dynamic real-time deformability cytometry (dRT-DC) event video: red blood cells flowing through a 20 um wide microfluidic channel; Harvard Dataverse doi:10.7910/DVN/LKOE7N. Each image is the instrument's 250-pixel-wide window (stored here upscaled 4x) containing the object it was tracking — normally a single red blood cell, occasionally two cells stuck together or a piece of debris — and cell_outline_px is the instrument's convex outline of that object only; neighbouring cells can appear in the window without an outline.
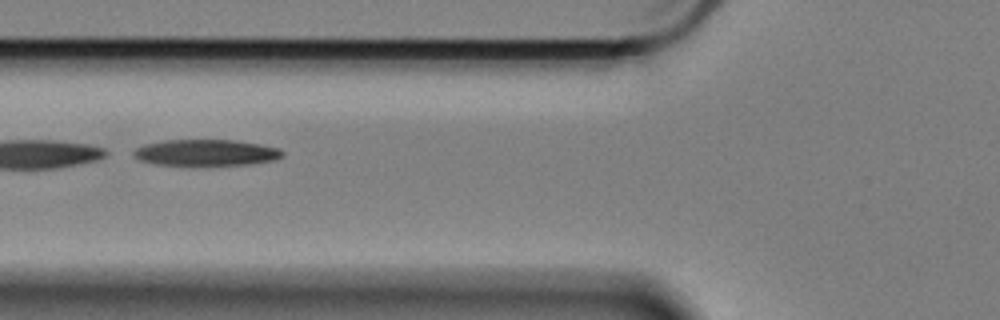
{"species": "Egyptian fruit bat (a non-hibernating species)", "species_latin": "Rousettus aegyptiacus", "temperature_condition": "cold", "stored_images_in_passage": 19, "camera_frame_rate_fps": 3000, "um_per_image_px": 0.085, "animal": {"sex": "female"}, "frame": {"image": 1, "passage_image": 14, "time_ms": 4.333, "image_size_px": [1000, 320], "cell_outline_px": [[284, 156], [276, 160], [248, 164], [156, 164], [140, 160], [132, 156], [132, 152], [136, 148], [144, 144], [164, 140], [236, 140], [260, 144], [280, 148], [284, 152]], "centroid_in_image_um": [17.53, 12.95], "position_along_channel_um": 108.3, "area_um2": 22.6}}